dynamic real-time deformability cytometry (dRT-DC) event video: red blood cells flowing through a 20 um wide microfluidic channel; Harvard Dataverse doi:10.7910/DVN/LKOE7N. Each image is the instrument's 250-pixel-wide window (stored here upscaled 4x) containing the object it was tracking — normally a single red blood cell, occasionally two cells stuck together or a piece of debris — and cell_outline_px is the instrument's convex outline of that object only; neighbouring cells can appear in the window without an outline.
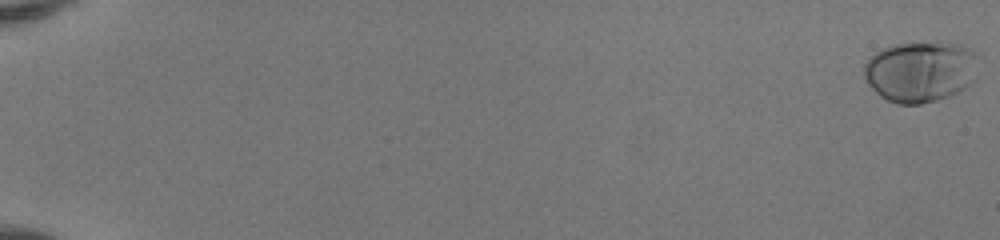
{"species": "human", "species_latin": "Homo sapiens", "temperature_condition": "room temperature", "stored_images_in_passage": 53, "camera_frame_rate_fps": 3000, "um_per_image_px": 0.085, "donor": {"sex": "female"}, "frame": {"image": 1, "passage_image": 1, "time_ms": 0.0, "image_size_px": [1000, 240], "cell_outline_px": [[980, 56], [976, 80], [964, 88], [948, 96], [936, 100], [920, 104], [900, 104], [888, 100], [880, 96], [868, 84], [864, 76], [864, 64], [876, 52], [892, 44], [936, 40], [960, 44], [980, 52]], "centroid_in_image_um": [78.32, 6.03], "position_along_channel_um": 6.7, "area_um2": 41.67}}
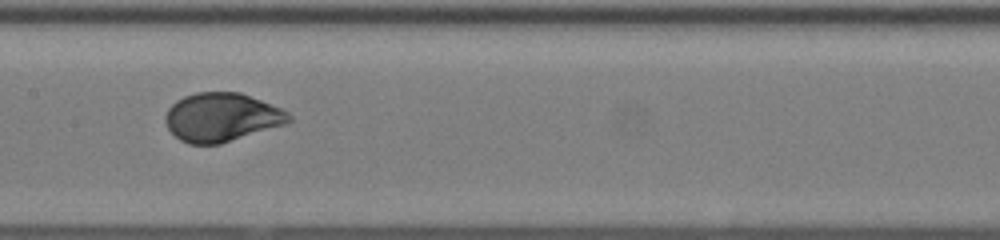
{"frame": {"image": 2, "passage_image": 30, "time_ms": 9.667, "image_size_px": [1000, 240], "cell_outline_px": [[292, 120], [284, 124], [220, 144], [188, 144], [180, 140], [168, 128], [164, 120], [164, 116], [168, 108], [176, 100], [184, 96], [196, 92], [240, 92], [280, 108], [288, 112], [292, 116]], "centroid_in_image_um": [18.8, 9.96], "position_along_channel_um": 188.6, "area_um2": 34.85}}
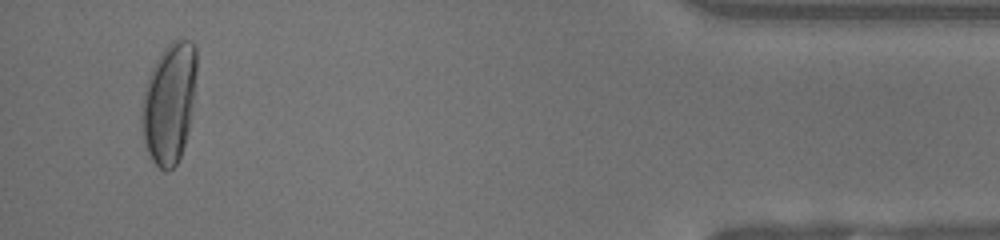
{"frame": {"image": 3, "passage_image": 51, "time_ms": 16.667, "image_size_px": [1000, 240], "cell_outline_px": [[196, 72], [192, 104], [188, 132], [180, 156], [176, 164], [168, 172], [164, 172], [152, 160], [144, 144], [140, 120], [140, 108], [148, 76], [160, 52], [172, 40], [192, 40], [196, 44]], "centroid_in_image_um": [14.36, 8.75], "position_along_channel_um": 420.8, "area_um2": 38.73}, "authors_computed_cell_mechanics": {"area_um2": 36.2406, "velocity_mm_per_s": 4.1223, "shape_relaxation_time_tau1_ms": 3.2899, "shape_relaxation_time_tau2_ms": null, "deformation_change_tau1": 0.1862, "deformation_change_tau2": null}}